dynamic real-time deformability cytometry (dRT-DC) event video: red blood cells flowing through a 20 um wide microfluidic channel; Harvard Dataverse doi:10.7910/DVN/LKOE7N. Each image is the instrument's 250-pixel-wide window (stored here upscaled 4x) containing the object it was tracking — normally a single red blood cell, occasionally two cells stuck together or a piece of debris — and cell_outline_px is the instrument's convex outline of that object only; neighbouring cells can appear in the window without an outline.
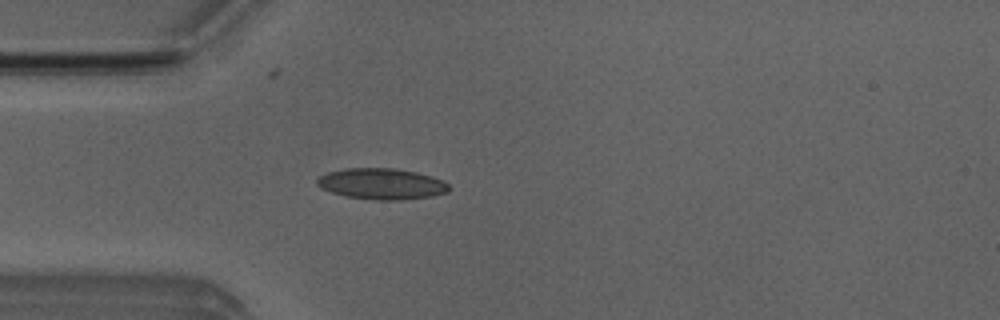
{"species": "Egyptian fruit bat (a non-hibernating species)", "species_latin": "Rousettus aegyptiacus", "temperature_condition": "room temperature", "stored_images_in_passage": 51, "camera_frame_rate_fps": 3000, "um_per_image_px": 0.085, "animal": {"sex": "male"}, "frame": {"image": 1, "passage_image": 13, "time_ms": 4.0, "image_size_px": [1000, 320], "cell_outline_px": [[452, 188], [448, 192], [432, 196], [400, 200], [372, 200], [344, 196], [320, 188], [316, 184], [316, 180], [320, 176], [328, 172], [344, 168], [396, 168], [416, 172], [432, 176], [444, 180]], "centroid_in_image_um": [32.46, 15.63], "position_along_channel_um": 52.5, "area_um2": 24.16}}
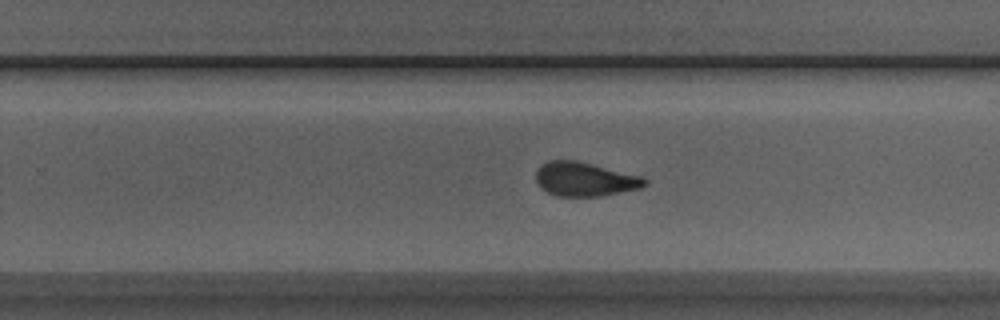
{"frame": {"image": 2, "passage_image": 31, "time_ms": 10.0, "image_size_px": [1000, 320], "cell_outline_px": [[648, 184], [640, 188], [600, 196], [556, 196], [540, 188], [536, 184], [536, 172], [540, 164], [548, 160], [576, 160], [644, 176], [648, 180]], "centroid_in_image_um": [49.7, 15.22], "position_along_channel_um": 280.1, "area_um2": 21.85}}
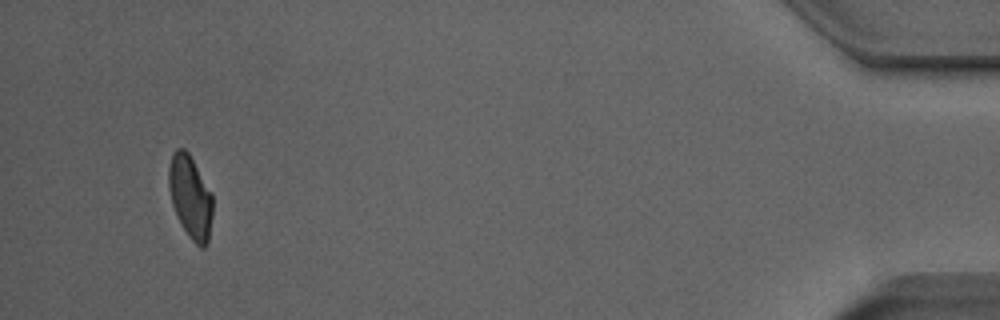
{"frame": {"image": 3, "passage_image": 48, "time_ms": 15.667, "image_size_px": [1000, 320], "cell_outline_px": [[212, 216], [208, 244], [204, 248], [200, 248], [188, 236], [172, 204], [168, 188], [168, 168], [172, 152], [176, 148], [184, 148], [188, 152], [212, 192]], "centroid_in_image_um": [16.18, 16.72], "position_along_channel_um": 419.0, "area_um2": 21.33}, "authors_computed_cell_mechanics": {"area_um2": 21.9062, "velocity_mm_per_s": 3.9029, "shape_relaxation_time_tau1_ms": 7.9012, "shape_relaxation_time_tau2_ms": 1.1782, "deformation_change_tau1": 0.2038, "deformation_change_tau2": 0.0807}}